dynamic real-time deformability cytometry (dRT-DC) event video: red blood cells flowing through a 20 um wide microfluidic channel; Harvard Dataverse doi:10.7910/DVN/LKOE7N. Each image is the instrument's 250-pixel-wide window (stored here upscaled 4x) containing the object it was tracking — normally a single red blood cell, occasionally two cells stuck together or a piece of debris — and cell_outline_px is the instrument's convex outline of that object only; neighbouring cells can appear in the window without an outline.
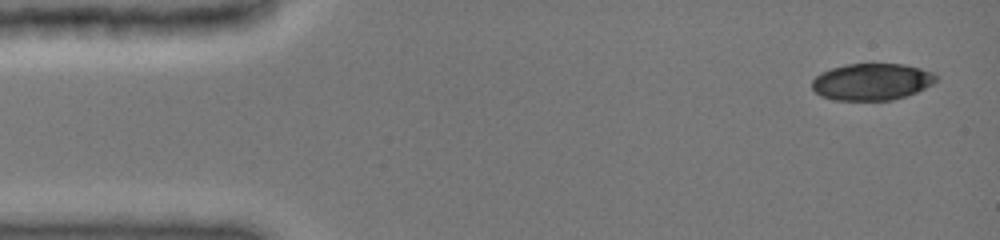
{"species": "common noctule bat (a hibernating species)", "species_latin": "Nyctalus noctula", "temperature_condition": "cold", "stored_images_in_passage": 8, "camera_frame_rate_fps": 3000, "um_per_image_px": 0.085, "animal": {"sex": "female", "body_mass_g": 19.0, "forearm_length_mm": 51.5}, "frame": {"image": 1, "passage_image": 1, "time_ms": 0.0, "image_size_px": [1000, 240], "cell_outline_px": [[940, 76], [932, 84], [916, 92], [892, 100], [832, 100], [820, 96], [812, 88], [812, 80], [820, 72], [832, 68], [848, 64], [904, 64], [920, 68], [932, 72]], "centroid_in_image_um": [74.09, 6.95], "position_along_channel_um": 10.9, "area_um2": 26.65}}
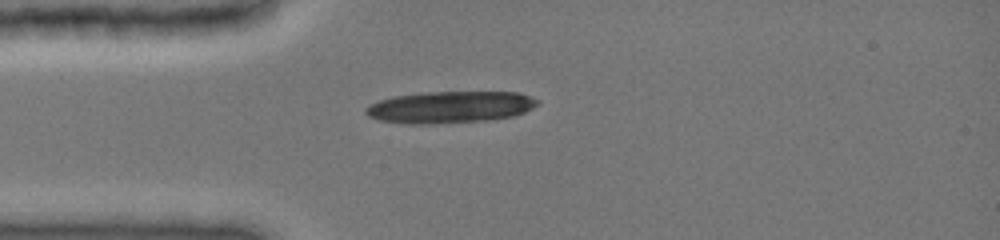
{"frame": {"image": 2, "passage_image": 6, "time_ms": 3.333, "image_size_px": [1000, 240], "cell_outline_px": [[540, 104], [524, 112], [512, 116], [488, 120], [428, 124], [408, 124], [380, 120], [368, 116], [364, 112], [364, 108], [368, 104], [392, 96], [424, 92], [520, 92], [540, 100]], "centroid_in_image_um": [38.24, 9.1], "position_along_channel_um": 46.8, "area_um2": 32.02}}